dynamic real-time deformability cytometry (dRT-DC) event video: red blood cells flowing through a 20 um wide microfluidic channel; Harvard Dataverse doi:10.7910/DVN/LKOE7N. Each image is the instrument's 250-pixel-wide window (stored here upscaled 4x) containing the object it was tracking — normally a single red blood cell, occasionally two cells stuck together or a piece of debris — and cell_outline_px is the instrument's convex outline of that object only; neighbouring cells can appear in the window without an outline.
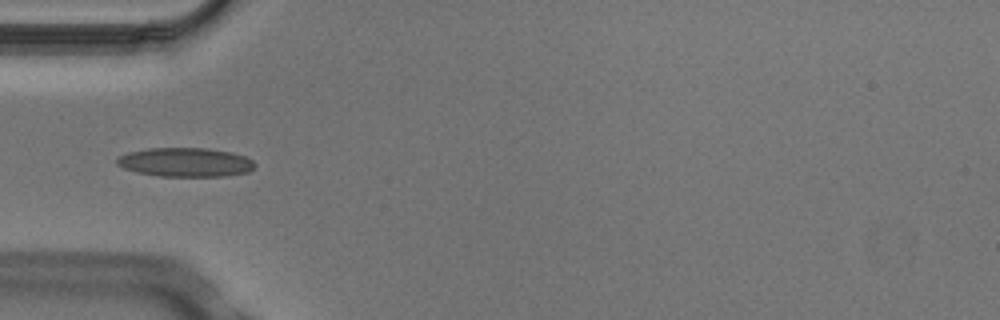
{"species": "Egyptian fruit bat (a non-hibernating species)", "species_latin": "Rousettus aegyptiacus", "temperature_condition": "cold", "stored_images_in_passage": 5, "camera_frame_rate_fps": 3000, "um_per_image_px": 0.085, "animal": {"sex": "male"}, "frame": {"image": 1, "passage_image": 5, "time_ms": 1.333, "image_size_px": [1000, 320], "cell_outline_px": [[256, 164], [248, 172], [224, 176], [160, 176], [136, 172], [124, 168], [116, 164], [116, 160], [120, 156], [128, 152], [148, 148], [208, 148], [232, 152], [244, 156], [252, 160]], "centroid_in_image_um": [15.75, 13.78], "position_along_channel_um": 69.2, "area_um2": 23.29}}